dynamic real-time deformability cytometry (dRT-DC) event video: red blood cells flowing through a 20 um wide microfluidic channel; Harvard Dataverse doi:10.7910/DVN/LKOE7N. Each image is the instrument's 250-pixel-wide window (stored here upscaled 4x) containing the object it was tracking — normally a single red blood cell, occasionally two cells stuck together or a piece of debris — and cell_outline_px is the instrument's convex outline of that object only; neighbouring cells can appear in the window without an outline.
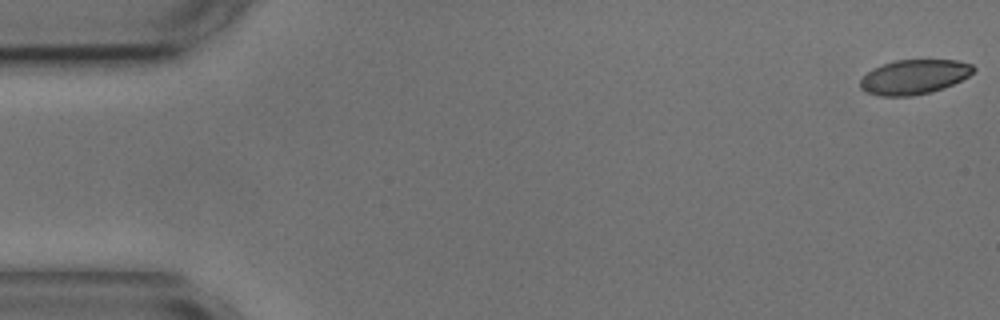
{"species": "common noctule bat (a hibernating species)", "species_latin": "Nyctalus noctula", "temperature_condition": "cold", "stored_images_in_passage": 54, "camera_frame_rate_fps": 3000, "um_per_image_px": 0.085, "animal": {"sex": "male", "body_mass_g": 17.9, "forearm_length_mm": 54.2}, "frame": {"image": 1, "passage_image": 1, "time_ms": 0.0, "image_size_px": [1000, 320], "cell_outline_px": [[976, 68], [968, 76], [944, 88], [932, 92], [912, 96], [880, 96], [868, 92], [860, 88], [860, 80], [872, 68], [896, 60], [956, 60], [972, 64]], "centroid_in_image_um": [77.7, 6.54], "position_along_channel_um": 7.3, "area_um2": 22.72}}
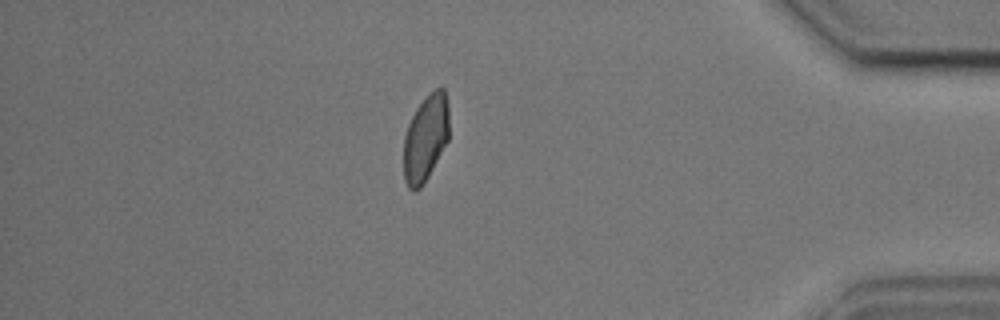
{"frame": {"image": 2, "passage_image": 48, "time_ms": 15.667, "image_size_px": [1000, 320], "cell_outline_px": [[448, 140], [428, 176], [420, 188], [416, 192], [412, 192], [408, 188], [404, 180], [404, 136], [408, 124], [416, 108], [436, 88], [444, 88], [448, 104]], "centroid_in_image_um": [36.16, 11.78], "position_along_channel_um": 399.0, "area_um2": 22.72}, "authors_computed_cell_mechanics": {"area_um2": 23.9003, "velocity_mm_per_s": 3.5785, "shape_relaxation_time_tau1_ms": 4.3167, "shape_relaxation_time_tau2_ms": 1.9322, "deformation_change_tau1": 0.1228, "deformation_change_tau2": 0.0412}}